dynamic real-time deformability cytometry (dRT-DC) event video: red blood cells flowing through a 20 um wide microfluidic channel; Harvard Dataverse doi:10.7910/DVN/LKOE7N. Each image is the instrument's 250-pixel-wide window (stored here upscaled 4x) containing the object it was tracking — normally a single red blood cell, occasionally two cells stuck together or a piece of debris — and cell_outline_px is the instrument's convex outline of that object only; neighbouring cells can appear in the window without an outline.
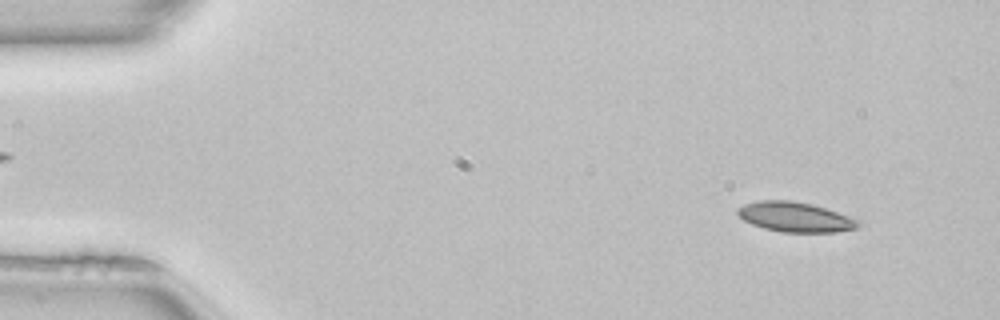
{"species": "common noctule bat (a hibernating species)", "species_latin": "Nyctalus noctula", "temperature_condition": "room temperature", "stored_images_in_passage": 49, "camera_frame_rate_fps": 3000, "um_per_image_px": 0.085, "animal": {"sex": "female", "body_mass_g": 22.7, "forearm_length_mm": 54.2}, "frame": {"image": 1, "passage_image": 4, "time_ms": 1.0, "image_size_px": [1000, 320], "cell_outline_px": [[860, 224], [856, 228], [836, 232], [784, 232], [764, 228], [752, 224], [744, 220], [736, 212], [736, 208], [744, 204], [760, 200], [788, 200], [812, 204], [860, 220]], "centroid_in_image_um": [67.57, 18.44], "position_along_channel_um": 17.4, "area_um2": 20.81}}
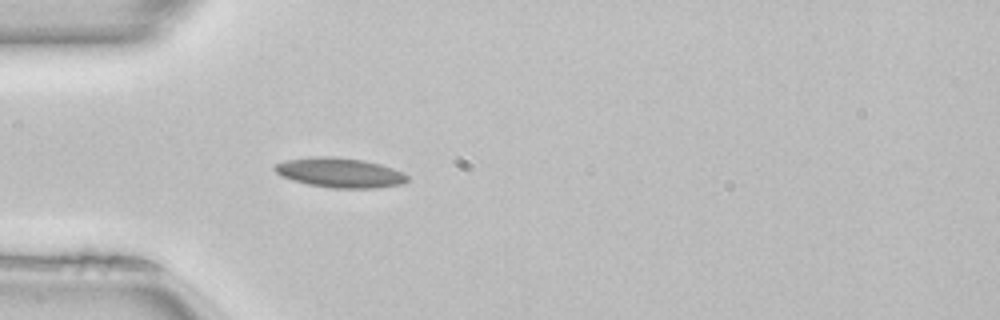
{"frame": {"image": 2, "passage_image": 14, "time_ms": 4.333, "image_size_px": [1000, 320], "cell_outline_px": [[408, 180], [404, 184], [376, 188], [332, 188], [308, 184], [292, 180], [276, 172], [272, 168], [276, 164], [288, 160], [312, 156], [332, 156], [364, 160], [380, 164], [404, 172], [408, 176]], "centroid_in_image_um": [28.93, 14.68], "position_along_channel_um": 56.1, "area_um2": 23.0}}
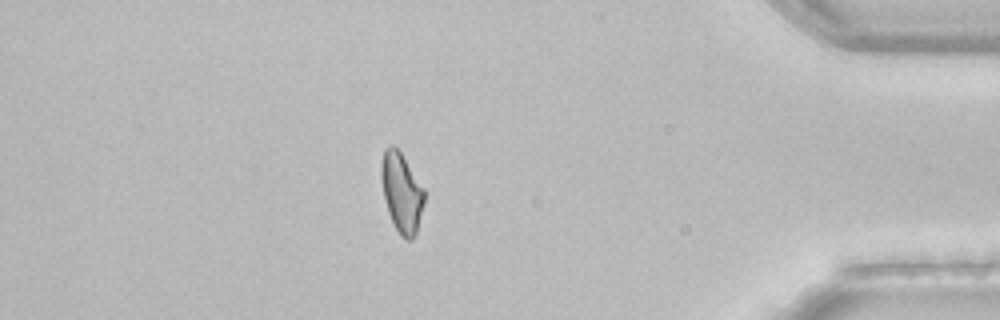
{"frame": {"image": 3, "passage_image": 43, "time_ms": 14.0, "image_size_px": [1000, 320], "cell_outline_px": [[424, 204], [416, 232], [412, 240], [404, 240], [400, 236], [388, 212], [384, 196], [380, 176], [380, 164], [384, 148], [388, 144], [392, 144], [400, 152], [424, 188]], "centroid_in_image_um": [34.12, 16.35], "position_along_channel_um": 401.1, "area_um2": 19.94}}